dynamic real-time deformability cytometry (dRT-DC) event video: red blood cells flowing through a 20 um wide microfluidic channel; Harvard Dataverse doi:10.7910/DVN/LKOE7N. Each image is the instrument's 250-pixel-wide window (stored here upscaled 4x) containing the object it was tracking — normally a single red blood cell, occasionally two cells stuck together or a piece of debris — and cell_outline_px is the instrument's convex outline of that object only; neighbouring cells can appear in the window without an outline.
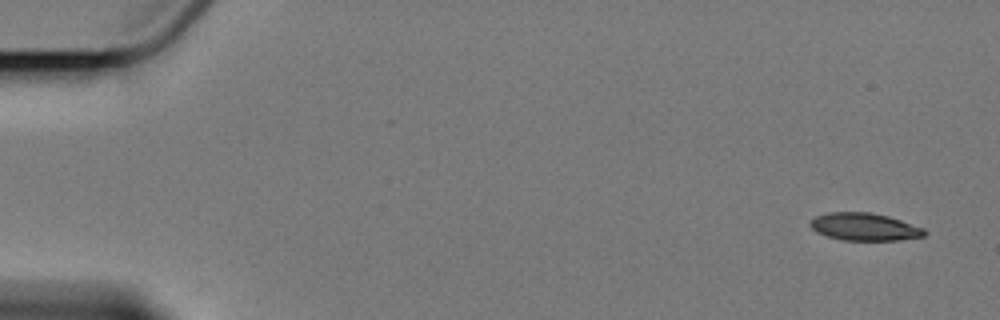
{"species": "Egyptian fruit bat (a non-hibernating species)", "species_latin": "Rousettus aegyptiacus", "temperature_condition": "cold", "stored_images_in_passage": 6, "camera_frame_rate_fps": 3000, "um_per_image_px": 0.085, "animal": {"sex": "female"}, "frame": {"image": 1, "passage_image": 1, "time_ms": 0.0, "image_size_px": [1000, 320], "cell_outline_px": [[928, 232], [924, 236], [900, 240], [844, 240], [828, 236], [816, 232], [808, 224], [816, 216], [828, 212], [872, 212], [888, 216], [924, 228]], "centroid_in_image_um": [73.49, 19.27], "position_along_channel_um": 11.5, "area_um2": 18.32}}